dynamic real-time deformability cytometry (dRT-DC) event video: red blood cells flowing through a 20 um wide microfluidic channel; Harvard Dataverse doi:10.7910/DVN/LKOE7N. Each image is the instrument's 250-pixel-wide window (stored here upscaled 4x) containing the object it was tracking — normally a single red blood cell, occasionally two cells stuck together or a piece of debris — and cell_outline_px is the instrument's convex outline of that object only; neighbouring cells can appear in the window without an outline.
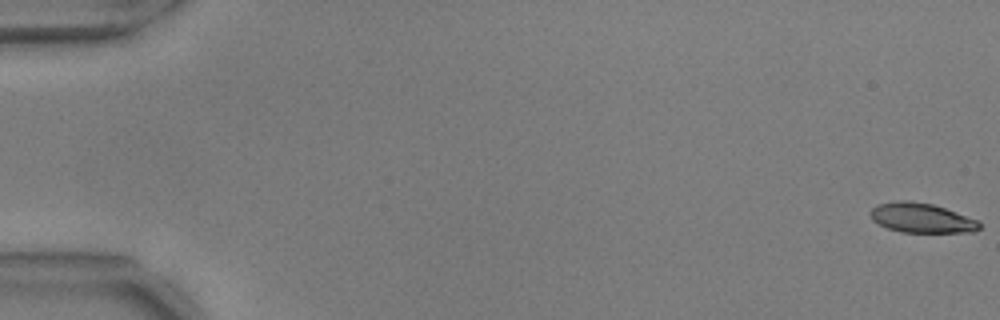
{"species": "common noctule bat (a hibernating species)", "species_latin": "Nyctalus noctula", "temperature_condition": "warm", "stored_images_in_passage": 19, "camera_frame_rate_fps": 3000, "um_per_image_px": 0.085, "animal": {"sex": "male", "body_mass_g": 17.9, "forearm_length_mm": 54.2}, "frame": {"image": 1, "passage_image": 1, "time_ms": 0.0, "image_size_px": [1000, 320], "cell_outline_px": [[980, 228], [972, 232], [900, 232], [888, 228], [872, 220], [872, 208], [876, 204], [900, 200], [908, 200], [932, 204], [956, 212], [976, 220], [980, 224]], "centroid_in_image_um": [78.31, 18.52], "position_along_channel_um": 6.7, "area_um2": 18.55}}
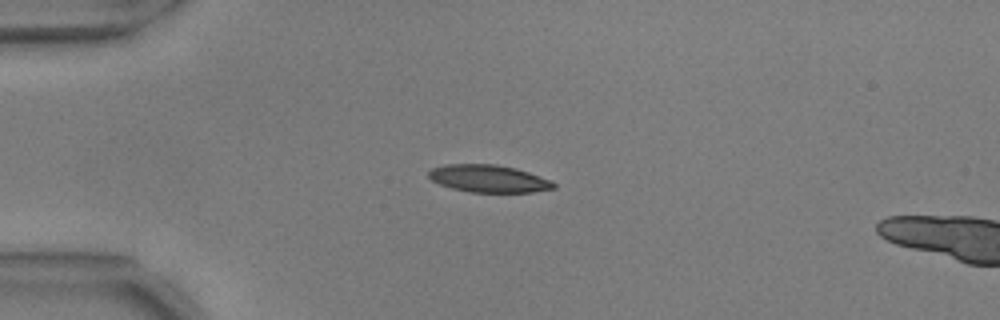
{"frame": {"image": 2, "passage_image": 15, "time_ms": 4.667, "image_size_px": [1000, 320], "cell_outline_px": [[556, 188], [532, 192], [472, 192], [452, 188], [440, 184], [432, 180], [428, 176], [428, 172], [432, 168], [444, 164], [496, 164], [516, 168], [552, 180], [556, 184]], "centroid_in_image_um": [41.55, 15.17], "position_along_channel_um": 43.4, "area_um2": 20.0}}